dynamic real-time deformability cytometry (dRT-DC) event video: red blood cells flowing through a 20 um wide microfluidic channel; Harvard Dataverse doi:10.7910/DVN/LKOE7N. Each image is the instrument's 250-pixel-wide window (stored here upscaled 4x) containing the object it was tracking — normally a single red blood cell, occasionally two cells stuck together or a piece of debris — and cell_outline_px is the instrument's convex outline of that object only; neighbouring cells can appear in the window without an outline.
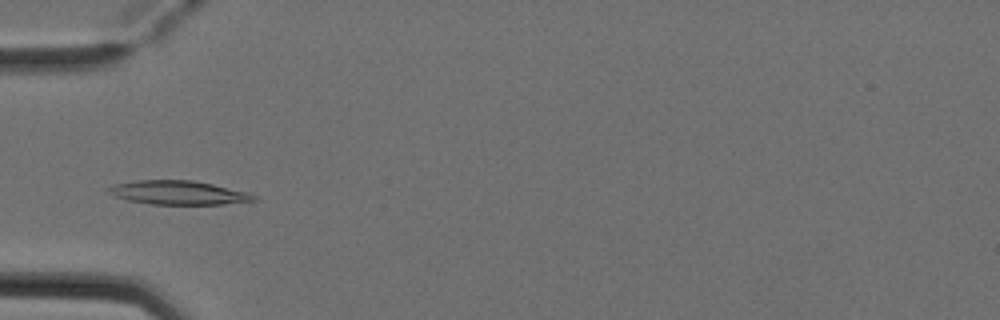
{"species": "Egyptian fruit bat (a non-hibernating species)", "species_latin": "Rousettus aegyptiacus", "temperature_condition": "cold", "stored_images_in_passage": 6, "camera_frame_rate_fps": 3000, "um_per_image_px": 0.085, "animal": {"sex": "female"}, "frame": {"image": 1, "passage_image": 3, "time_ms": 0.667, "image_size_px": [1000, 320], "cell_outline_px": [[260, 200], [224, 204], [152, 204], [128, 200], [116, 196], [108, 192], [104, 188], [112, 184], [136, 180], [192, 180], [212, 184], [248, 192], [256, 196]], "centroid_in_image_um": [15.15, 16.37], "position_along_channel_um": 69.9, "area_um2": 20.29}}
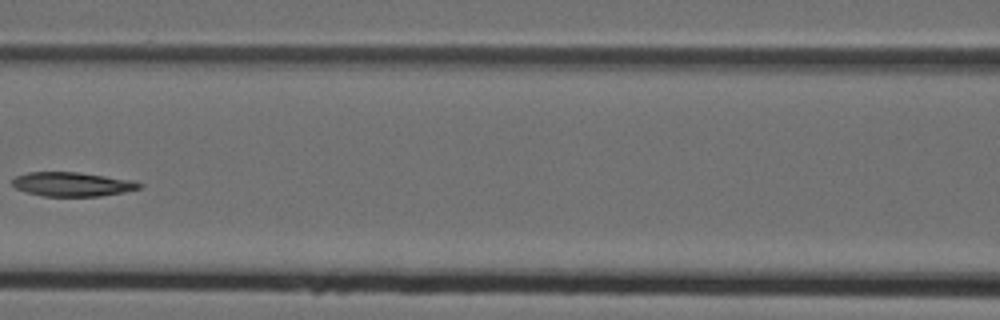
{"frame": {"image": 2, "passage_image": 5, "time_ms": 1.333, "image_size_px": [1000, 320], "cell_outline_px": [[144, 184], [140, 188], [124, 192], [100, 196], [44, 196], [28, 192], [16, 188], [12, 184], [12, 180], [16, 176], [28, 172], [80, 172], [132, 180]], "centroid_in_image_um": [6.16, 15.65], "position_along_channel_um": 160.4, "area_um2": 17.8}}
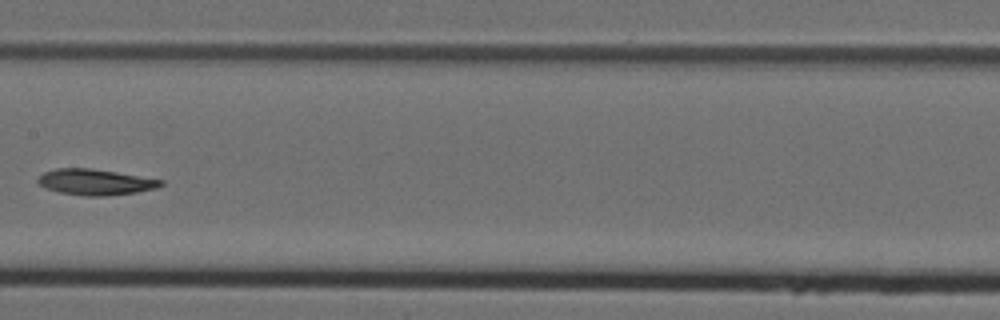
{"frame": {"image": 3, "passage_image": 6, "time_ms": 1.667, "image_size_px": [1000, 320], "cell_outline_px": [[164, 184], [156, 188], [136, 192], [108, 196], [84, 196], [60, 192], [48, 188], [40, 184], [36, 180], [44, 172], [56, 168], [92, 168], [164, 180]], "centroid_in_image_um": [8.13, 15.47], "position_along_channel_um": 199.3, "area_um2": 18.44}}